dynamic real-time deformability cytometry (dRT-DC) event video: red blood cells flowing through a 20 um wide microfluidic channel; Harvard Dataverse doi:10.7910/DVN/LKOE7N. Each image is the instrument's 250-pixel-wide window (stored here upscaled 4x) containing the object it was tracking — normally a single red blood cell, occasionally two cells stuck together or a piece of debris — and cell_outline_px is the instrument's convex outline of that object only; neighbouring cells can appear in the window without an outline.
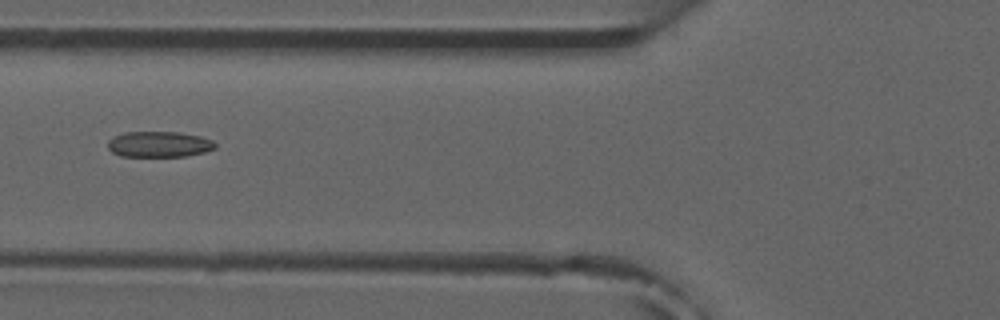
{"species": "common noctule bat (a hibernating species)", "species_latin": "Nyctalus noctula", "temperature_condition": "room temperature", "stored_images_in_passage": 6, "camera_frame_rate_fps": 3000, "um_per_image_px": 0.085, "animal": {"sex": "male", "forearm_length_mm": 52.5}, "frame": {"image": 1, "passage_image": 6, "time_ms": 5.667, "image_size_px": [1000, 320], "cell_outline_px": [[216, 148], [204, 152], [184, 156], [120, 156], [112, 152], [108, 148], [108, 140], [124, 132], [180, 132], [200, 136], [212, 140], [216, 144]], "centroid_in_image_um": [13.53, 12.26], "position_along_channel_um": 112.3, "area_um2": 16.07}}